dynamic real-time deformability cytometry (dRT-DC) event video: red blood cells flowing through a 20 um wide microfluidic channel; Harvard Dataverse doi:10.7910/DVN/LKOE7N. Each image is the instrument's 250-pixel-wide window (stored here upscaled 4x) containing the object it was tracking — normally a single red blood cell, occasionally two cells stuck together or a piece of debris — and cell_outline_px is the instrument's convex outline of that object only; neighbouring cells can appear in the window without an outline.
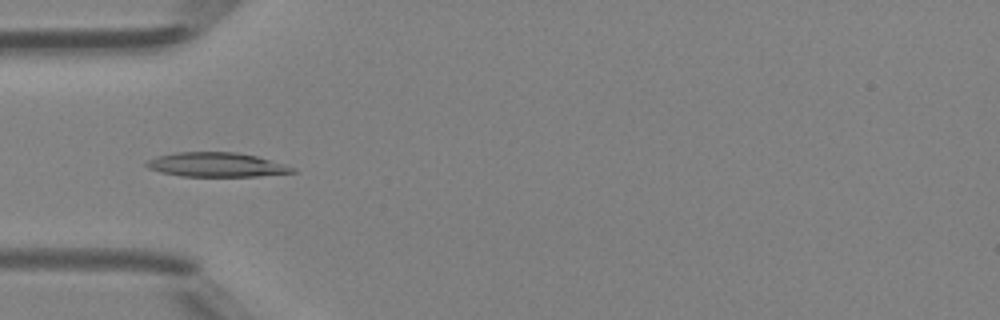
{"species": "Egyptian fruit bat (a non-hibernating species)", "species_latin": "Rousettus aegyptiacus", "temperature_condition": "room temperature", "stored_images_in_passage": 36, "camera_frame_rate_fps": 3000, "um_per_image_px": 0.085, "animal": {"sex": "female"}, "frame": {"image": 1, "passage_image": 4, "time_ms": 1.0, "image_size_px": [1000, 320], "cell_outline_px": [[296, 172], [256, 176], [180, 176], [160, 172], [148, 168], [144, 164], [148, 160], [156, 156], [176, 152], [236, 152], [256, 156], [284, 164], [296, 168]], "centroid_in_image_um": [18.36, 14.0], "position_along_channel_um": 66.6, "area_um2": 20.63}}
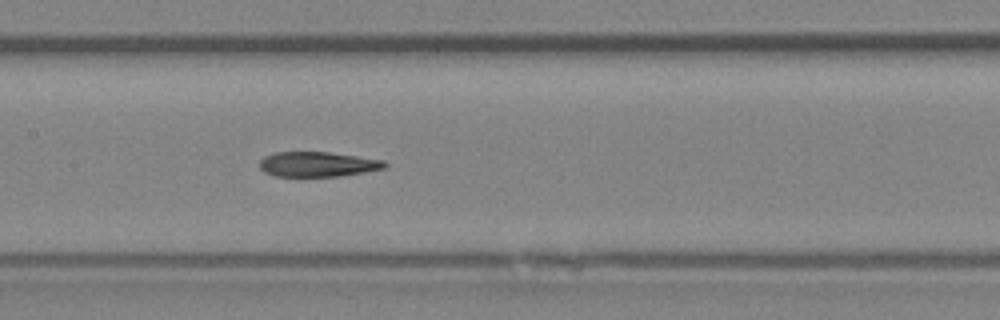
{"frame": {"image": 2, "passage_image": 12, "time_ms": 3.667, "image_size_px": [1000, 320], "cell_outline_px": [[388, 164], [384, 168], [364, 172], [340, 176], [276, 176], [264, 172], [260, 168], [260, 160], [264, 156], [276, 152], [328, 152], [384, 160]], "centroid_in_image_um": [26.99, 13.96], "position_along_channel_um": 180.4, "area_um2": 18.09}}
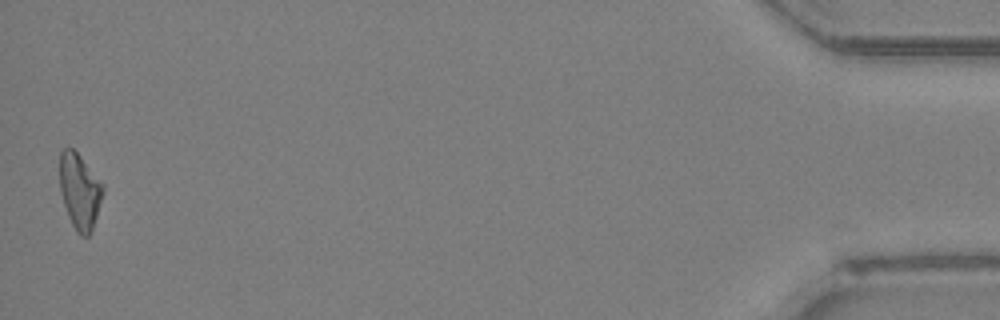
{"frame": {"image": 3, "passage_image": 36, "time_ms": 11.667, "image_size_px": [1000, 320], "cell_outline_px": [[104, 192], [92, 228], [88, 236], [80, 236], [76, 232], [68, 216], [60, 192], [60, 152], [64, 148], [72, 148], [80, 156], [104, 184]], "centroid_in_image_um": [6.77, 16.25], "position_along_channel_um": 428.4, "area_um2": 18.9}, "authors_computed_cell_mechanics": {"area_um2": 19.074, "velocity_mm_per_s": 4.3043, "shape_relaxation_time_tau1_ms": null, "shape_relaxation_time_tau2_ms": 2.9113, "deformation_change_tau1": null, "deformation_change_tau2": 0.1006}}